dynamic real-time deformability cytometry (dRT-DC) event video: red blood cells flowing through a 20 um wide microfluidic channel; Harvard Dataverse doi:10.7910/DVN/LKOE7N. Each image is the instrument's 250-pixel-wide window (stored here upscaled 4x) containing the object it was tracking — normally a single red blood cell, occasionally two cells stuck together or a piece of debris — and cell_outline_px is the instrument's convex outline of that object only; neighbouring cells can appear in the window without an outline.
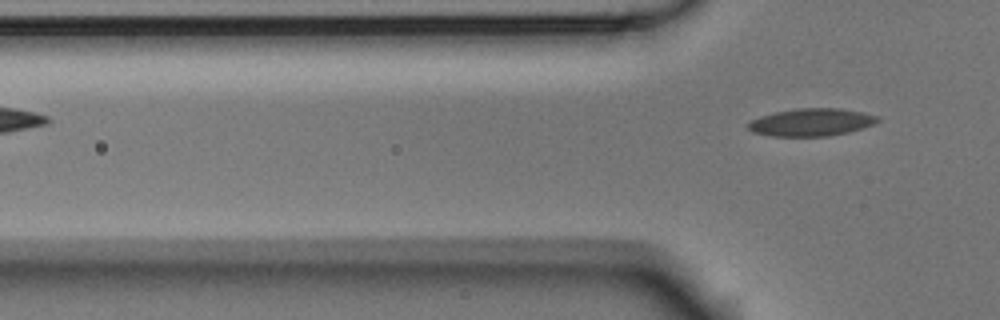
{"species": "Egyptian fruit bat (a non-hibernating species)", "species_latin": "Rousettus aegyptiacus", "temperature_condition": "room temperature", "stored_images_in_passage": 3, "camera_frame_rate_fps": 3000, "um_per_image_px": 0.085, "animal": {"sex": "male"}, "frame": {"image": 1, "passage_image": 3, "time_ms": 0.667, "image_size_px": [1000, 320], "cell_outline_px": [[880, 120], [872, 124], [848, 132], [828, 136], [772, 136], [752, 132], [748, 128], [748, 124], [752, 120], [760, 116], [776, 112], [796, 108], [840, 108], [880, 116]], "centroid_in_image_um": [68.95, 10.39], "position_along_channel_um": 56.8, "area_um2": 20.63}}